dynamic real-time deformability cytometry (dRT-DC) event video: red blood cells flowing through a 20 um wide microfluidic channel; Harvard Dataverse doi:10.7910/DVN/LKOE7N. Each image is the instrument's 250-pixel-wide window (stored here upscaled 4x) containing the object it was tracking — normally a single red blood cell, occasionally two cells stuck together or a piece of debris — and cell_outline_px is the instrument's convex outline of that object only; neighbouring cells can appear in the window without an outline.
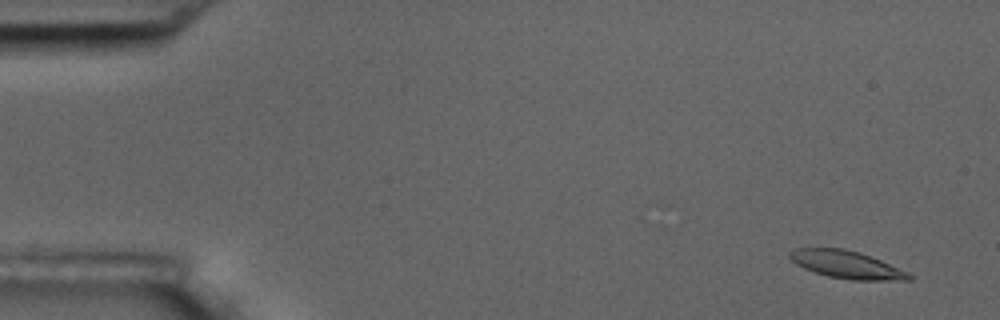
{"species": "common noctule bat (a hibernating species)", "species_latin": "Nyctalus noctula", "temperature_condition": "room temperature", "stored_images_in_passage": 5, "camera_frame_rate_fps": 3000, "um_per_image_px": 0.085, "animal": {"sex": "male", "body_mass_g": 17.5, "forearm_length_mm": 52.3}, "frame": {"image": 1, "passage_image": 2, "time_ms": 1.0, "image_size_px": [1000, 320], "cell_outline_px": [[912, 280], [852, 280], [828, 276], [804, 268], [796, 264], [788, 256], [788, 252], [792, 248], [844, 248], [860, 252], [880, 260], [912, 276]], "centroid_in_image_um": [71.88, 22.47], "position_along_channel_um": 13.1, "area_um2": 18.9}}
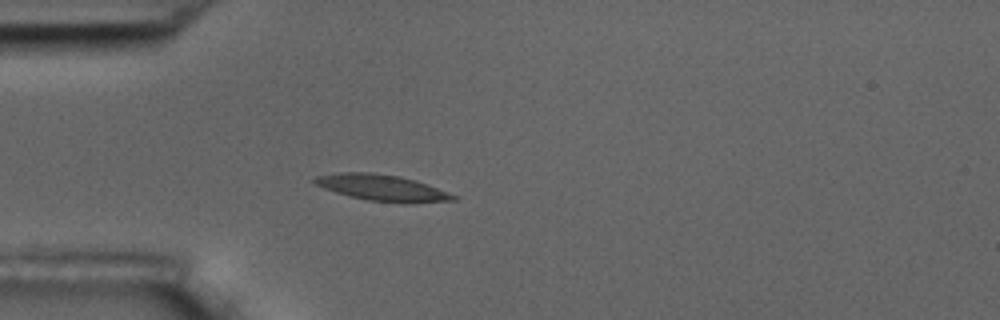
{"frame": {"image": 2, "passage_image": 5, "time_ms": 5.333, "image_size_px": [1000, 320], "cell_outline_px": [[460, 196], [456, 200], [404, 204], [368, 200], [336, 192], [324, 188], [316, 184], [312, 180], [316, 176], [340, 172], [372, 172], [400, 176], [428, 184]], "centroid_in_image_um": [32.56, 15.96], "position_along_channel_um": 52.4, "area_um2": 21.33}}